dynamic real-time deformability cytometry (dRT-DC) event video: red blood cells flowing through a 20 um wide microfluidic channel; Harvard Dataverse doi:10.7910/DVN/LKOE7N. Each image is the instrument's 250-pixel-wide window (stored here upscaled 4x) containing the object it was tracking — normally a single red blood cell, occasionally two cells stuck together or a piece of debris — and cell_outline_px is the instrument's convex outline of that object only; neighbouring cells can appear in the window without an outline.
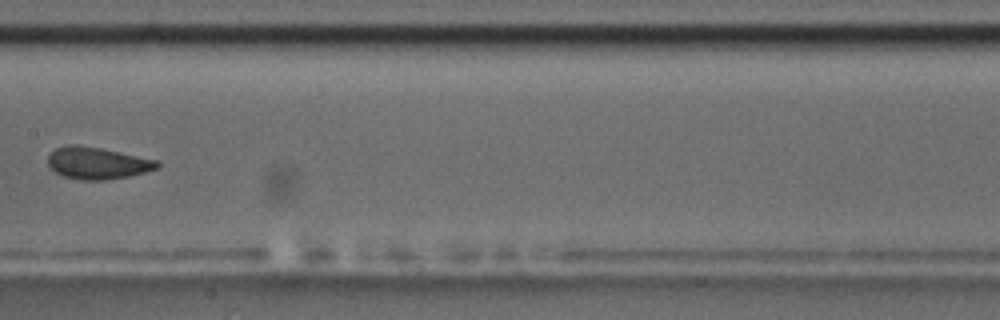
{"species": "common noctule bat (a hibernating species)", "species_latin": "Nyctalus noctula", "temperature_condition": "room temperature", "stored_images_in_passage": 13, "camera_frame_rate_fps": 3000, "um_per_image_px": 0.085, "animal": {"sex": "male", "body_mass_g": 17.5, "forearm_length_mm": 52.3}, "frame": {"image": 1, "passage_image": 7, "time_ms": 8.0, "image_size_px": [1000, 320], "cell_outline_px": [[160, 164], [156, 168], [144, 172], [128, 176], [104, 180], [80, 180], [64, 176], [56, 172], [48, 164], [48, 156], [56, 148], [72, 144], [100, 148], [160, 160]], "centroid_in_image_um": [8.29, 13.86], "position_along_channel_um": 199.1, "area_um2": 20.11}, "authors_computed_cell_mechanics": {"area_um2": 20.2878, "velocity_mm_per_s": 3.4735, "shape_relaxation_time_tau1_ms": null, "shape_relaxation_time_tau2_ms": 1.0856, "deformation_change_tau1": null, "deformation_change_tau2": 0.0705}}